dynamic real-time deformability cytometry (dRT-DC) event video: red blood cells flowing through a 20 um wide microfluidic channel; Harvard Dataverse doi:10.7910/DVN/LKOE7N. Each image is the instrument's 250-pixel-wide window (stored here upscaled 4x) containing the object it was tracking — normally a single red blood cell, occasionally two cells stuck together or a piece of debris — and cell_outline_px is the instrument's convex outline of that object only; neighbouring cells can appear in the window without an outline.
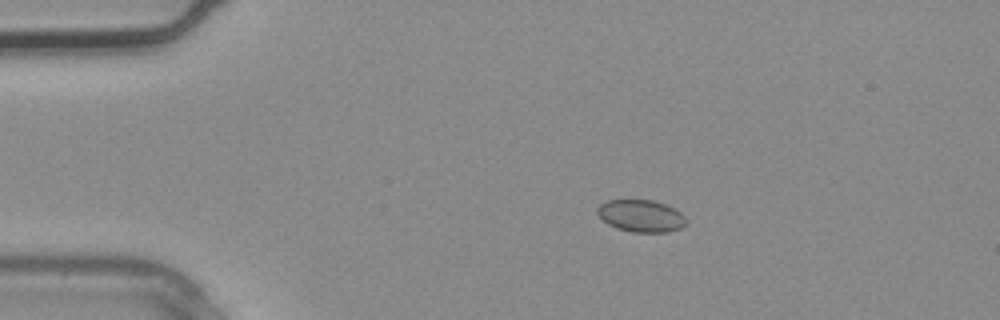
{"species": "common noctule bat (a hibernating species)", "species_latin": "Nyctalus noctula", "temperature_condition": "warm", "stored_images_in_passage": 4, "camera_frame_rate_fps": 3000, "um_per_image_px": 0.085, "animal": {"sex": "male", "body_mass_g": 20.4}, "frame": {"image": 1, "passage_image": 2, "time_ms": 0.333, "image_size_px": [1000, 320], "cell_outline_px": [[688, 224], [680, 228], [668, 232], [632, 232], [616, 228], [608, 224], [596, 212], [596, 208], [600, 204], [608, 200], [652, 200], [664, 204], [680, 212], [688, 220]], "centroid_in_image_um": [54.49, 18.36], "position_along_channel_um": 30.5, "area_um2": 16.65}}